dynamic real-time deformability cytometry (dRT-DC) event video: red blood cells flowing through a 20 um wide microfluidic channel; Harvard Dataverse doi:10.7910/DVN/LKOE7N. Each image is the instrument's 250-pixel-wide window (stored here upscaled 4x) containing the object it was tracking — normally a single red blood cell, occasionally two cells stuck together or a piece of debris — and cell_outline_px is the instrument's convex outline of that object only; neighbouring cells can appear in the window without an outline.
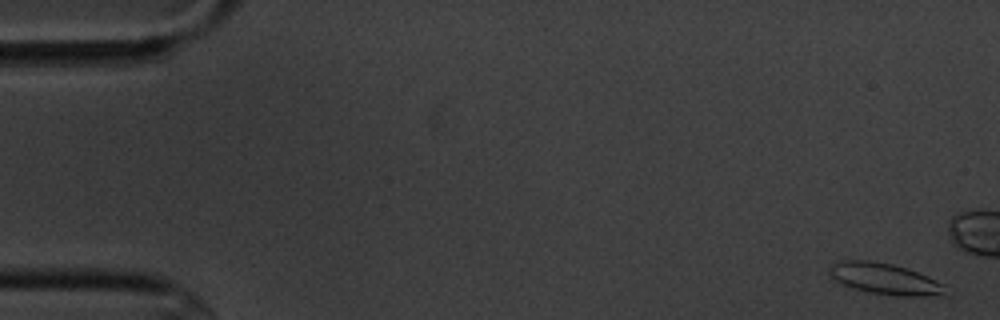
{"species": "common noctule bat (a hibernating species)", "species_latin": "Nyctalus noctula", "temperature_condition": "cold", "stored_images_in_passage": 3, "camera_frame_rate_fps": 3000, "um_per_image_px": 0.085, "animal": {"sex": "male", "body_mass_g": 20.1, "forearm_length_mm": 53.5}, "frame": {"image": 1, "passage_image": 1, "time_ms": 0.0, "image_size_px": [1000, 320], "cell_outline_px": [[944, 284], [940, 292], [920, 296], [896, 296], [868, 292], [852, 288], [840, 284], [828, 276], [828, 268], [832, 264], [844, 260], [868, 260], [892, 264], [928, 276]], "centroid_in_image_um": [75.04, 23.68], "position_along_channel_um": 10.0, "area_um2": 20.69}}